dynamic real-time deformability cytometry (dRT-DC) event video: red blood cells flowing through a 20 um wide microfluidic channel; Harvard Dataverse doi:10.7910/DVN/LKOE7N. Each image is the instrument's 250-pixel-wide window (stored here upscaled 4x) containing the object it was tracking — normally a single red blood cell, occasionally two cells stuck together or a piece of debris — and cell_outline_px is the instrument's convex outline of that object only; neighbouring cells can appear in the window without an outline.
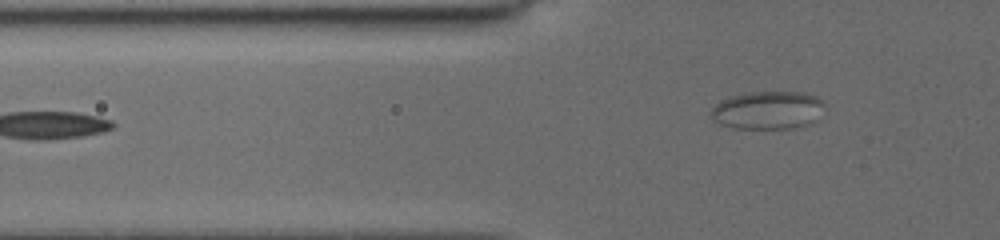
{"species": "common noctule bat (a hibernating species)", "species_latin": "Nyctalus noctula", "temperature_condition": "cold", "stored_images_in_passage": 6, "camera_frame_rate_fps": 3000, "um_per_image_px": 0.085, "animal": {"sex": "female", "body_mass_g": 19.5, "forearm_length_mm": 54.1}, "frame": {"image": 1, "passage_image": 6, "time_ms": 3.333, "image_size_px": [1000, 240], "cell_outline_px": [[824, 104], [812, 124], [792, 128], [736, 128], [720, 124], [712, 120], [712, 108], [720, 100], [732, 96], [752, 92], [804, 92], [816, 96], [824, 100]], "centroid_in_image_um": [65.27, 9.36], "position_along_channel_um": 60.5, "area_um2": 25.03}}